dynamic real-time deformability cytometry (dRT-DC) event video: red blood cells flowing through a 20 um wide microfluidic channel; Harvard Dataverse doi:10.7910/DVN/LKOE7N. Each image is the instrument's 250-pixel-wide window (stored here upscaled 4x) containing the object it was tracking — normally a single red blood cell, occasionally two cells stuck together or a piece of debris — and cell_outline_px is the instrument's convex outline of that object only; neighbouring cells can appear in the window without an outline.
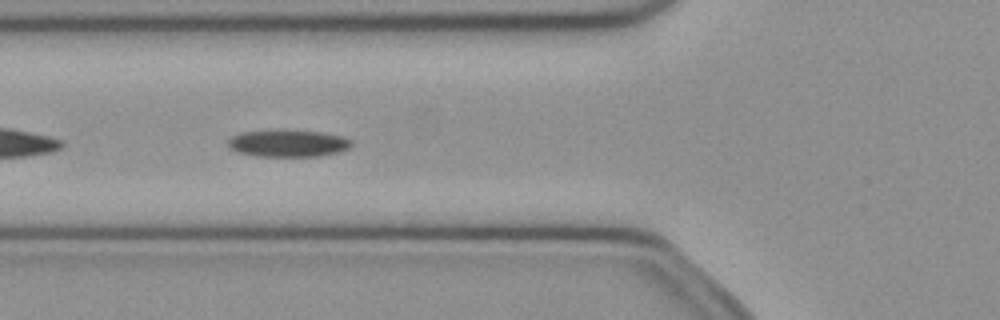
{"species": "common noctule bat (a hibernating species)", "species_latin": "Nyctalus noctula", "temperature_condition": "cold", "stored_images_in_passage": 37, "camera_frame_rate_fps": 3000, "um_per_image_px": 0.085, "animal": {"sex": "female", "body_mass_g": 21.9}, "frame": {"image": 1, "passage_image": 4, "time_ms": 1.0, "image_size_px": [1000, 320], "cell_outline_px": [[352, 144], [348, 148], [340, 152], [320, 156], [256, 156], [236, 152], [228, 148], [228, 140], [232, 136], [240, 132], [276, 128], [292, 128], [324, 132], [344, 136], [352, 140]], "centroid_in_image_um": [24.47, 12.14], "position_along_channel_um": 101.3, "area_um2": 20.46}}
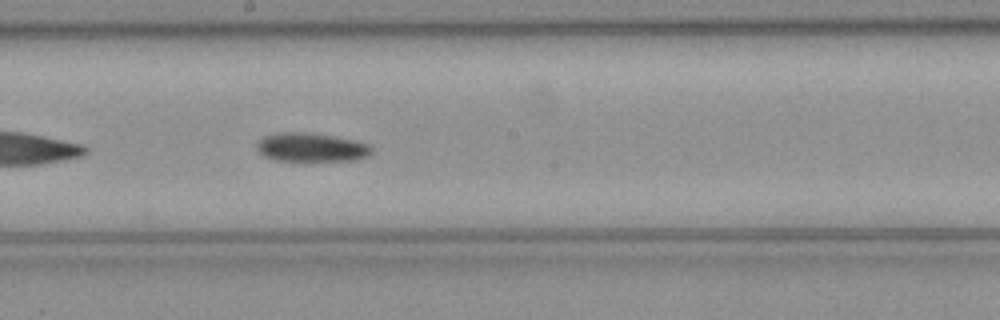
{"frame": {"image": 2, "passage_image": 13, "time_ms": 4.0, "image_size_px": [1000, 320], "cell_outline_px": [[372, 152], [368, 156], [360, 160], [276, 160], [264, 156], [256, 152], [256, 144], [264, 136], [276, 132], [308, 132], [356, 140], [368, 144], [372, 148]], "centroid_in_image_um": [26.44, 12.51], "position_along_channel_um": 221.8, "area_um2": 19.36}}
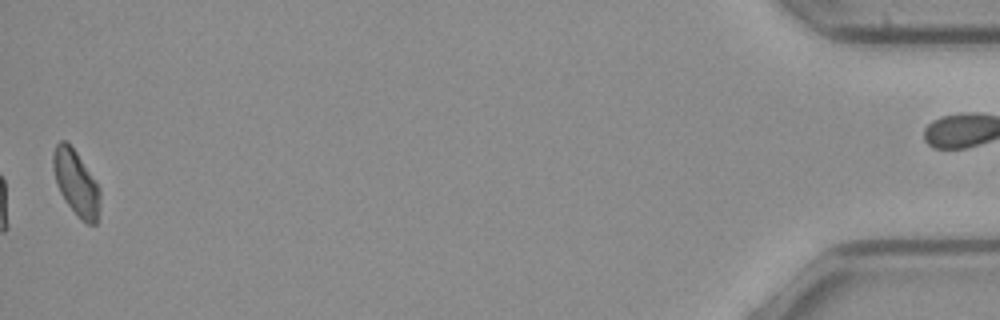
{"frame": {"image": 3, "passage_image": 36, "time_ms": 11.667, "image_size_px": [1000, 320], "cell_outline_px": [[100, 196], [96, 224], [88, 224], [68, 204], [60, 192], [56, 184], [52, 164], [52, 152], [56, 144], [60, 140], [68, 140], [100, 188]], "centroid_in_image_um": [6.43, 15.46], "position_along_channel_um": 428.8, "area_um2": 17.46}, "authors_computed_cell_mechanics": {"area_um2": 18.7272, "velocity_mm_per_s": 3.989, "shape_relaxation_time_tau1_ms": null, "shape_relaxation_time_tau2_ms": 9.0559, "deformation_change_tau1": null, "deformation_change_tau2": 0.1899}}